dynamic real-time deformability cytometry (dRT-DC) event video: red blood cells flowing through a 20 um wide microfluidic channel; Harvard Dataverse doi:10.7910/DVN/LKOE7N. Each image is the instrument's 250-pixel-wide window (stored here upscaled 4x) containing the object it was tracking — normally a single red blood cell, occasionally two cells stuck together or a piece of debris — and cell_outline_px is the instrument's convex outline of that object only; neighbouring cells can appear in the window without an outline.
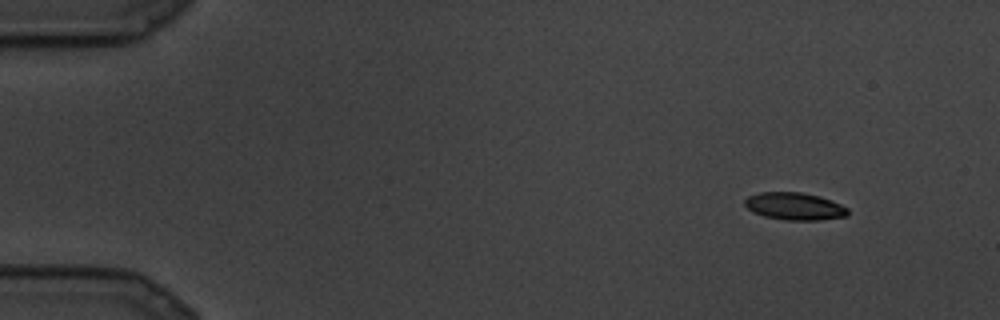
{"species": "common noctule bat (a hibernating species)", "species_latin": "Nyctalus noctula", "temperature_condition": "cold", "stored_images_in_passage": 11, "camera_frame_rate_fps": 3000, "um_per_image_px": 0.085, "animal": {"sex": "male", "body_mass_g": 19.5, "forearm_length_mm": 54.6}, "frame": {"image": 1, "passage_image": 1, "time_ms": 0.0, "image_size_px": [1000, 320], "cell_outline_px": [[848, 216], [820, 220], [784, 220], [764, 216], [752, 212], [744, 204], [744, 200], [748, 196], [760, 192], [800, 192], [820, 196], [832, 200], [848, 208]], "centroid_in_image_um": [67.54, 17.53], "position_along_channel_um": 17.5, "area_um2": 16.59}}
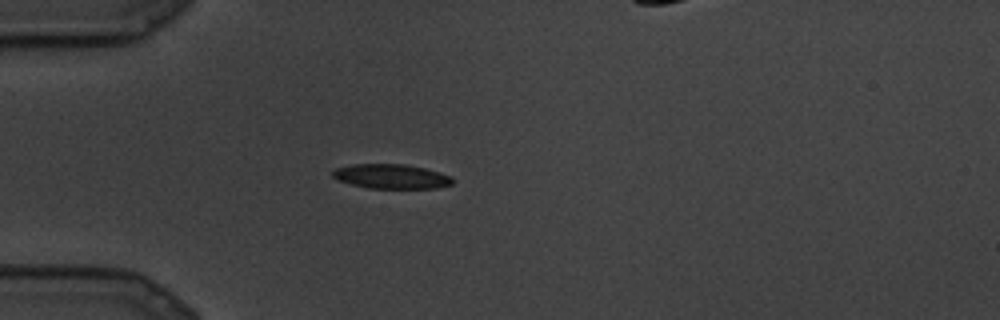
{"frame": {"image": 2, "passage_image": 6, "time_ms": 1.667, "image_size_px": [1000, 320], "cell_outline_px": [[452, 184], [436, 188], [368, 188], [336, 180], [332, 176], [332, 172], [336, 168], [352, 164], [404, 164], [424, 168], [440, 172], [452, 176]], "centroid_in_image_um": [33.25, 14.99], "position_along_channel_um": 51.8, "area_um2": 17.11}}
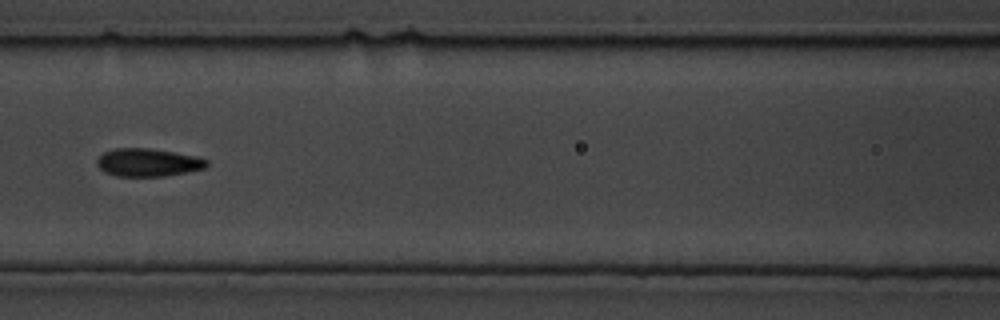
{"frame": {"image": 3, "passage_image": 10, "time_ms": 3.0, "image_size_px": [1000, 320], "cell_outline_px": [[208, 164], [204, 168], [188, 172], [164, 176], [116, 176], [104, 172], [96, 164], [96, 160], [104, 152], [116, 148], [148, 148], [196, 156], [208, 160]], "centroid_in_image_um": [12.56, 13.81], "position_along_channel_um": 154.0, "area_um2": 17.8}}